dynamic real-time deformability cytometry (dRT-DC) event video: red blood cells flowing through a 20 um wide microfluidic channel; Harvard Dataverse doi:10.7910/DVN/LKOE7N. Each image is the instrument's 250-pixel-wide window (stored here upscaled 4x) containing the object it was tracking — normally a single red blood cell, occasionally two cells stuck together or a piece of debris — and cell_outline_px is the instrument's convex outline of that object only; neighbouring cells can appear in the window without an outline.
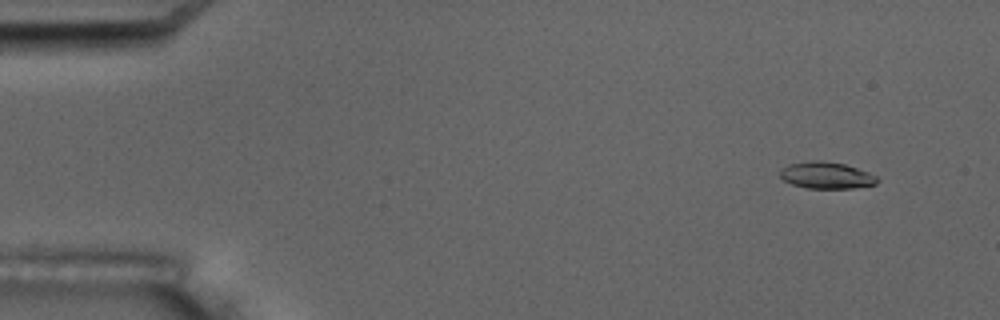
{"species": "common noctule bat (a hibernating species)", "species_latin": "Nyctalus noctula", "temperature_condition": "room temperature", "stored_images_in_passage": 6, "camera_frame_rate_fps": 3000, "um_per_image_px": 0.085, "animal": {"sex": "male", "body_mass_g": 17.5, "forearm_length_mm": 52.3}, "frame": {"image": 1, "passage_image": 1, "time_ms": 0.0, "image_size_px": [1000, 320], "cell_outline_px": [[880, 180], [876, 184], [852, 188], [804, 188], [792, 184], [784, 180], [780, 176], [780, 172], [788, 164], [808, 160], [820, 160], [844, 164], [868, 172], [876, 176]], "centroid_in_image_um": [70.24, 14.9], "position_along_channel_um": 14.8, "area_um2": 15.09}}
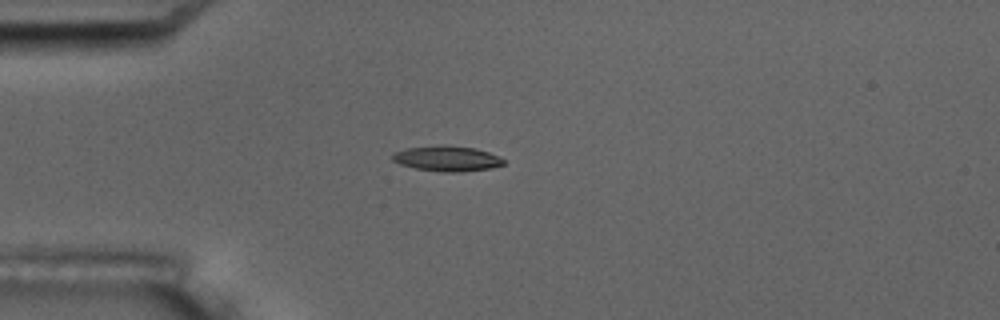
{"frame": {"image": 2, "passage_image": 4, "time_ms": 3.667, "image_size_px": [1000, 320], "cell_outline_px": [[504, 164], [492, 168], [460, 172], [440, 172], [416, 168], [400, 164], [392, 160], [392, 152], [408, 148], [444, 144], [476, 148], [500, 156], [504, 160]], "centroid_in_image_um": [38.01, 13.47], "position_along_channel_um": 47.0, "area_um2": 16.59}}